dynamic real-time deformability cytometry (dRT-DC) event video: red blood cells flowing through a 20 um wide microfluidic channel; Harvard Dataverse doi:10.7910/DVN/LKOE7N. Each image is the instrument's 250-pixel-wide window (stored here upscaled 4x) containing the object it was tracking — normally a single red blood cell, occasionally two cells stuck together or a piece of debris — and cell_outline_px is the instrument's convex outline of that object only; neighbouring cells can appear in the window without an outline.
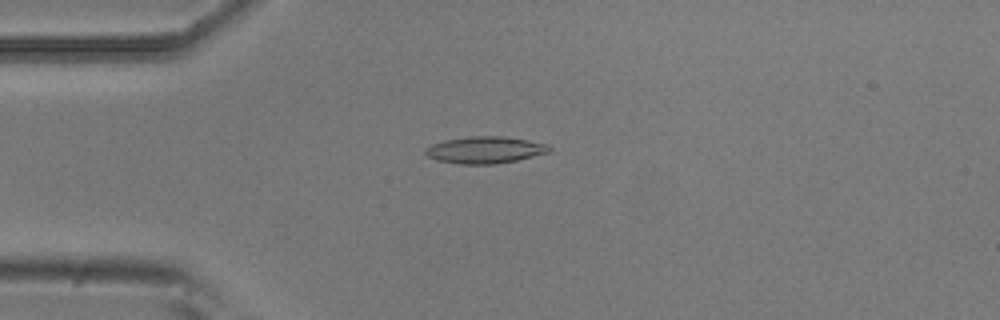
{"species": "common noctule bat (a hibernating species)", "species_latin": "Nyctalus noctula", "temperature_condition": "room temperature", "stored_images_in_passage": 4, "camera_frame_rate_fps": 3000, "um_per_image_px": 0.085, "animal": {"sex": "male", "body_mass_g": 20.5, "forearm_length_mm": 52.5}, "frame": {"image": 1, "passage_image": 3, "time_ms": 0.667, "image_size_px": [1000, 320], "cell_outline_px": [[552, 148], [548, 152], [516, 160], [496, 164], [460, 164], [436, 160], [428, 156], [424, 152], [424, 148], [432, 144], [444, 140], [468, 136], [504, 136], [528, 140], [548, 144]], "centroid_in_image_um": [41.2, 12.73], "position_along_channel_um": 43.8, "area_um2": 19.42}}